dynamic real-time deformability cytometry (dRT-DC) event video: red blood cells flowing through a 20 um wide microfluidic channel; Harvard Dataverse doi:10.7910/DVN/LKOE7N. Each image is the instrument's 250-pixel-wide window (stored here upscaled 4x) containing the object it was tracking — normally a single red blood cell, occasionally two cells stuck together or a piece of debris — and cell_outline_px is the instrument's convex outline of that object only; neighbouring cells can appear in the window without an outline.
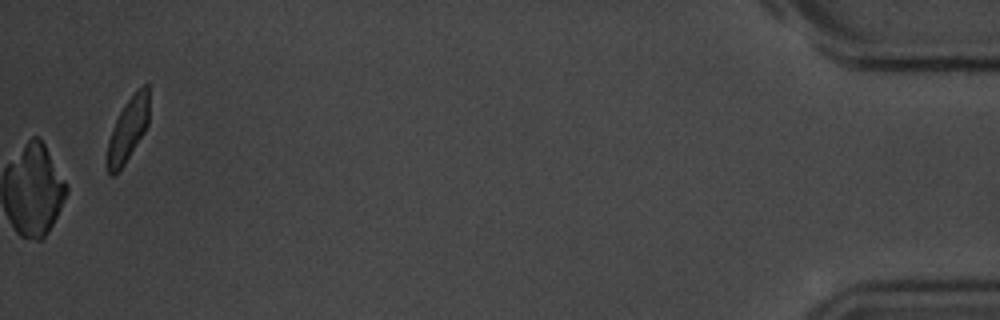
{"species": "common noctule bat (a hibernating species)", "species_latin": "Nyctalus noctula", "temperature_condition": "room temperature", "stored_images_in_passage": 56, "camera_frame_rate_fps": 3000, "um_per_image_px": 0.085, "animal": {"sex": "male", "body_mass_g": 20.1, "forearm_length_mm": 53.5}, "frame": {"image": 1, "passage_image": 56, "time_ms": 18.333, "image_size_px": [1000, 320], "cell_outline_px": [[148, 124], [144, 132], [124, 164], [112, 176], [108, 172], [108, 140], [112, 128], [124, 104], [144, 84], [148, 84]], "centroid_in_image_um": [10.88, 10.99], "position_along_channel_um": 424.3, "area_um2": 14.91}}